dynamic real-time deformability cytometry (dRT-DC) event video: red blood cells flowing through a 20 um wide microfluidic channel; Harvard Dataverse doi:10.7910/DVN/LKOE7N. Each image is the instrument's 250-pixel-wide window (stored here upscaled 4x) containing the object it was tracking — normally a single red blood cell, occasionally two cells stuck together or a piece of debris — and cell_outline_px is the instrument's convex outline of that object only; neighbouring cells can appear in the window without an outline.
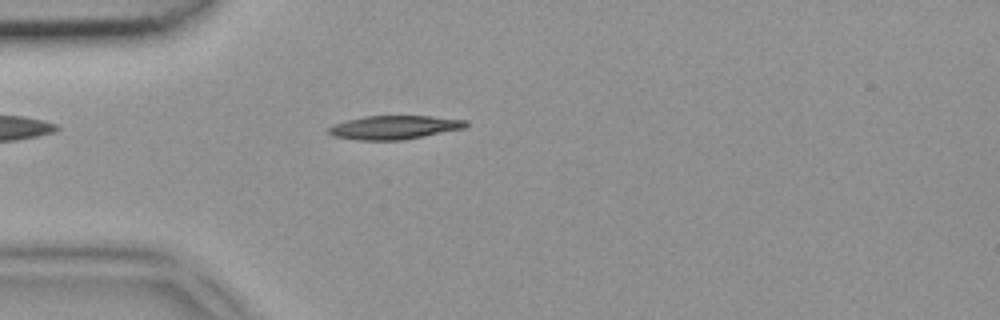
{"species": "common noctule bat (a hibernating species)", "species_latin": "Nyctalus noctula", "temperature_condition": "room temperature", "stored_images_in_passage": 4, "camera_frame_rate_fps": 3000, "um_per_image_px": 0.085, "animal": {"sex": "female", "body_mass_g": 18.4}, "frame": {"image": 1, "passage_image": 4, "time_ms": 1.0, "image_size_px": [1000, 320], "cell_outline_px": [[468, 124], [464, 128], [424, 136], [400, 140], [360, 140], [332, 136], [328, 132], [328, 128], [332, 124], [364, 116], [432, 116], [468, 120]], "centroid_in_image_um": [33.5, 10.82], "position_along_channel_um": 51.5, "area_um2": 18.9}}